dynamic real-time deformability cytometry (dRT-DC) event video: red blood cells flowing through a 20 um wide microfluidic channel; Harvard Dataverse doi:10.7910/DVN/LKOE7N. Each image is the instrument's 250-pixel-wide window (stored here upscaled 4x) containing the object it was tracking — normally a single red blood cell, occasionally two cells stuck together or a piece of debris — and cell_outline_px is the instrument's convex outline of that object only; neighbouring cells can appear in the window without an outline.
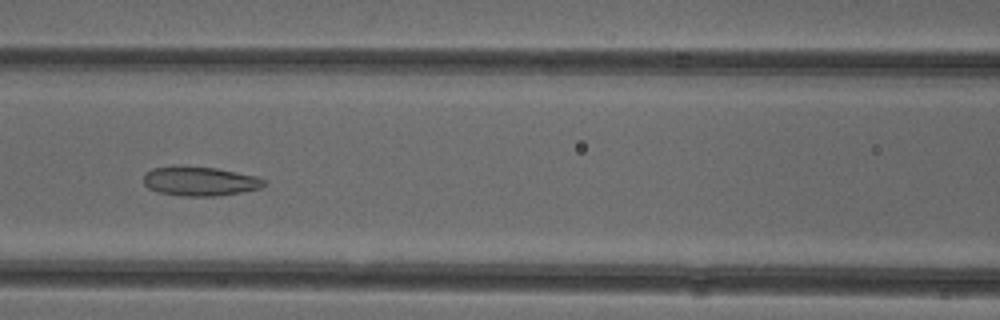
{"species": "common noctule bat (a hibernating species)", "species_latin": "Nyctalus noctula", "temperature_condition": "cold", "stored_images_in_passage": 51, "camera_frame_rate_fps": 3000, "um_per_image_px": 0.085, "animal": {"sex": "female"}, "frame": {"image": 1, "passage_image": 22, "time_ms": 7.0, "image_size_px": [1000, 320], "cell_outline_px": [[264, 184], [260, 188], [240, 192], [216, 196], [184, 196], [160, 192], [148, 188], [144, 184], [144, 172], [152, 168], [176, 164], [180, 164], [216, 168], [256, 176], [264, 180]], "centroid_in_image_um": [16.91, 15.37], "position_along_channel_um": 149.7, "area_um2": 20.75}}
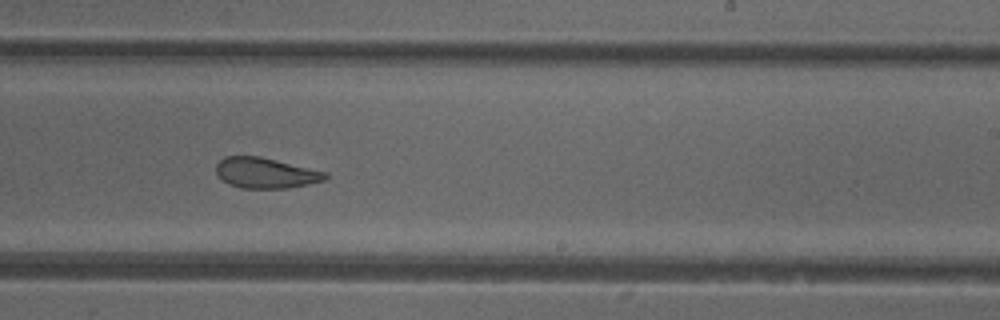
{"frame": {"image": 2, "passage_image": 31, "time_ms": 10.0, "image_size_px": [1000, 320], "cell_outline_px": [[328, 176], [324, 180], [308, 184], [288, 188], [240, 188], [228, 184], [216, 172], [216, 164], [224, 156], [260, 156], [328, 172]], "centroid_in_image_um": [22.58, 14.69], "position_along_channel_um": 266.4, "area_um2": 19.42}}
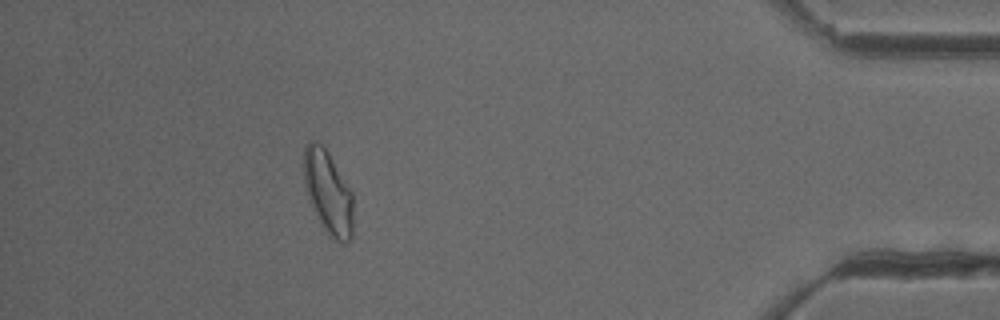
{"frame": {"image": 3, "passage_image": 46, "time_ms": 15.0, "image_size_px": [1000, 320], "cell_outline_px": [[352, 236], [348, 244], [340, 244], [332, 240], [328, 236], [312, 208], [308, 200], [304, 184], [304, 148], [308, 140], [312, 140], [320, 144], [328, 152], [352, 192]], "centroid_in_image_um": [27.88, 16.41], "position_along_channel_um": 407.3, "area_um2": 24.22}, "authors_computed_cell_mechanics": {"area_um2": 22.6576, "velocity_mm_per_s": 3.9066, "shape_relaxation_time_tau1_ms": 6.9258, "shape_relaxation_time_tau2_ms": 1.4727, "deformation_change_tau1": 0.1388, "deformation_change_tau2": 0.0777}}